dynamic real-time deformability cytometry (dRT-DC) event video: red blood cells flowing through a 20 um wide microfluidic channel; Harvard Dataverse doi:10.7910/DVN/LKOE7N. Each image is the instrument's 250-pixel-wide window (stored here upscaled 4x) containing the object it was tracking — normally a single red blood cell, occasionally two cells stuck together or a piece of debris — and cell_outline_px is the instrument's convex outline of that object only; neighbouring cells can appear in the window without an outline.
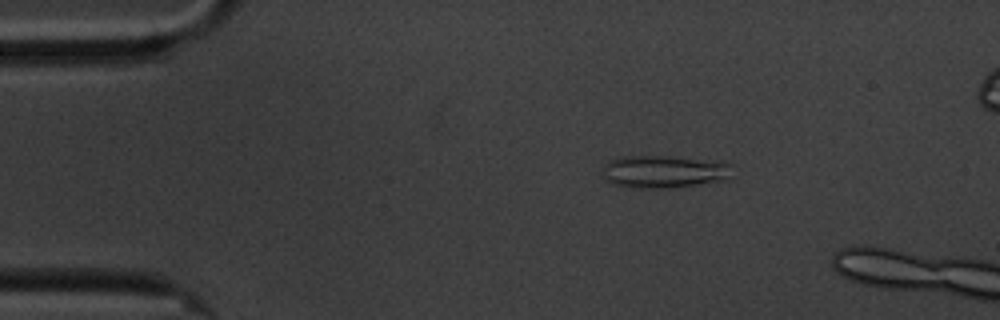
{"species": "common noctule bat (a hibernating species)", "species_latin": "Nyctalus noctula", "temperature_condition": "cold", "stored_images_in_passage": 12, "camera_frame_rate_fps": 3000, "um_per_image_px": 0.085, "animal": {"sex": "male", "body_mass_g": 20.1, "forearm_length_mm": 53.5}, "frame": {"image": 1, "passage_image": 4, "time_ms": 1.0, "image_size_px": [1000, 320], "cell_outline_px": [[732, 164], [728, 180], [668, 188], [640, 188], [612, 184], [604, 180], [604, 164], [612, 160], [624, 156], [668, 156]], "centroid_in_image_um": [56.4, 14.6], "position_along_channel_um": 28.6, "area_um2": 24.28}}